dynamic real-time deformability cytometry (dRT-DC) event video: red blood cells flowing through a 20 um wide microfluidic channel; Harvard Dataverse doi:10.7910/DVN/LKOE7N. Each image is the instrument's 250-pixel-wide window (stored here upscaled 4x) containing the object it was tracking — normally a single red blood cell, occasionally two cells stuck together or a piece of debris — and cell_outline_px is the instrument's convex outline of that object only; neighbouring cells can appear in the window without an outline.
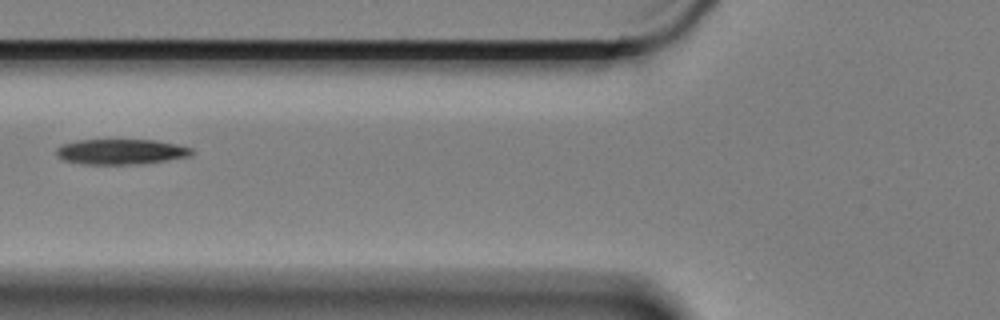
{"species": "Egyptian fruit bat (a non-hibernating species)", "species_latin": "Rousettus aegyptiacus", "temperature_condition": "cold", "stored_images_in_passage": 6, "camera_frame_rate_fps": 3000, "um_per_image_px": 0.085, "animal": {"sex": "female"}, "frame": {"image": 1, "passage_image": 5, "time_ms": 1.333, "image_size_px": [1000, 320], "cell_outline_px": [[196, 152], [192, 156], [136, 164], [84, 164], [64, 160], [56, 156], [56, 148], [60, 144], [80, 140], [152, 140], [176, 144], [192, 148]], "centroid_in_image_um": [10.27, 12.89], "position_along_channel_um": 115.5, "area_um2": 19.94}}
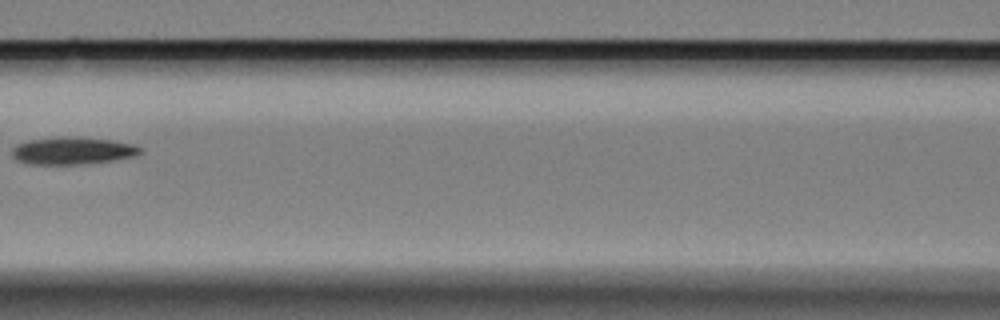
{"frame": {"image": 2, "passage_image": 6, "time_ms": 1.667, "image_size_px": [1000, 320], "cell_outline_px": [[144, 152], [136, 156], [116, 160], [88, 164], [28, 164], [16, 160], [12, 156], [12, 148], [16, 144], [28, 140], [60, 136], [68, 136], [112, 140], [132, 144], [144, 148]], "centroid_in_image_um": [6.2, 12.81], "position_along_channel_um": 160.4, "area_um2": 20.87}}